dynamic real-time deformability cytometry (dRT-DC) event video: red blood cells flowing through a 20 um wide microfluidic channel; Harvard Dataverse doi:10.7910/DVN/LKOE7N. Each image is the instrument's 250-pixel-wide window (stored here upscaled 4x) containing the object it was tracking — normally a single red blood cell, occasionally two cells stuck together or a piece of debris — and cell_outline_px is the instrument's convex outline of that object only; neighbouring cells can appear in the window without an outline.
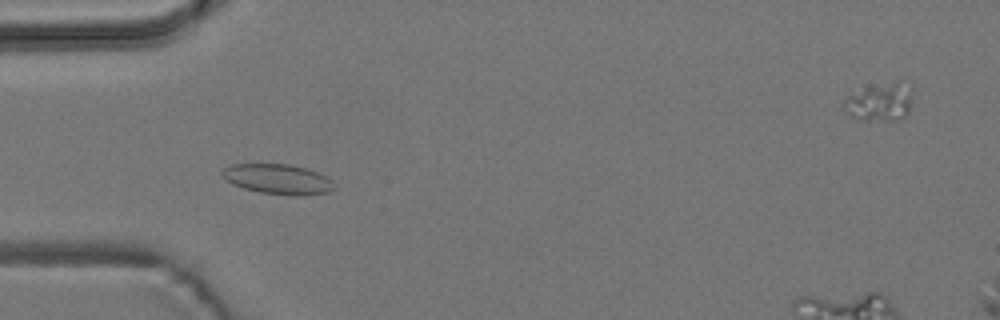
{"species": "common noctule bat (a hibernating species)", "species_latin": "Nyctalus noctula", "temperature_condition": "room temperature", "stored_images_in_passage": 55, "camera_frame_rate_fps": 3000, "um_per_image_px": 0.085, "animal": {"sex": "male", "body_mass_g": 19.2, "forearm_length_mm": 51.8}, "frame": {"image": 1, "passage_image": 16, "time_ms": 5.0, "image_size_px": [1000, 320], "cell_outline_px": [[336, 188], [328, 192], [304, 196], [292, 196], [260, 192], [244, 188], [232, 184], [224, 180], [220, 172], [224, 168], [232, 164], [288, 164], [304, 168], [316, 172], [332, 180]], "centroid_in_image_um": [23.6, 15.24], "position_along_channel_um": 61.4, "area_um2": 19.71}}
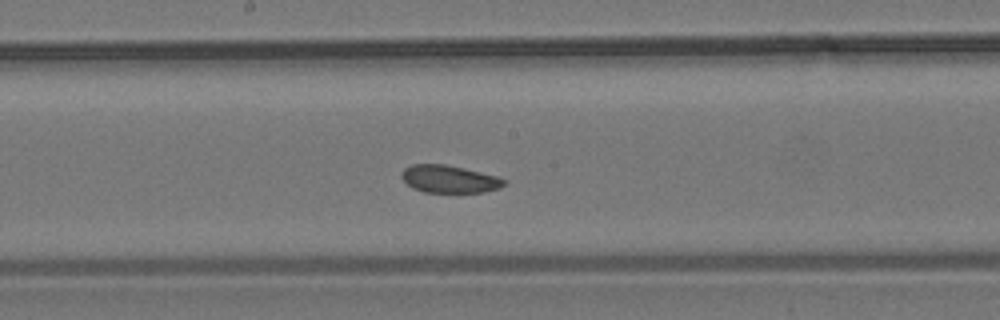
{"frame": {"image": 2, "passage_image": 28, "time_ms": 9.0, "image_size_px": [1000, 320], "cell_outline_px": [[508, 180], [500, 188], [484, 192], [424, 192], [412, 188], [400, 176], [404, 168], [412, 164], [444, 164], [464, 168], [496, 176]], "centroid_in_image_um": [38.18, 15.22], "position_along_channel_um": 210.0, "area_um2": 16.42}}
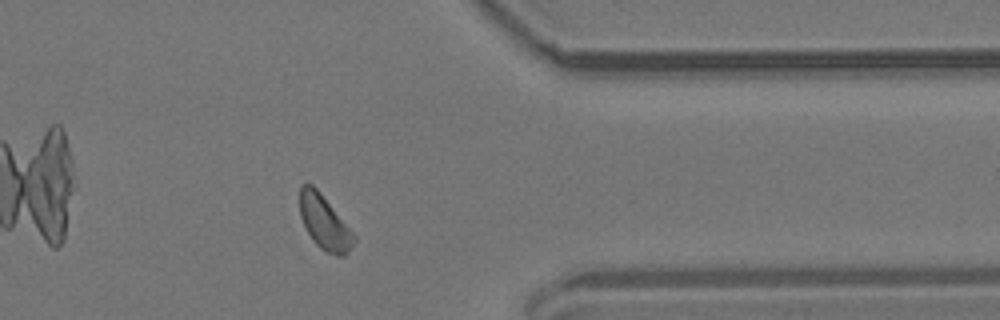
{"frame": {"image": 3, "passage_image": 43, "time_ms": 14.0, "image_size_px": [1000, 320], "cell_outline_px": [[356, 240], [352, 248], [344, 256], [336, 256], [320, 248], [312, 240], [300, 216], [300, 184], [312, 184], [320, 192], [356, 236]], "centroid_in_image_um": [27.59, 18.93], "position_along_channel_um": 383.8, "area_um2": 16.94}, "authors_computed_cell_mechanics": {"area_um2": 17.5134, "velocity_mm_per_s": 3.7637, "shape_relaxation_time_tau1_ms": null, "shape_relaxation_time_tau2_ms": 1.7612, "deformation_change_tau1": null, "deformation_change_tau2": 0.0688}}